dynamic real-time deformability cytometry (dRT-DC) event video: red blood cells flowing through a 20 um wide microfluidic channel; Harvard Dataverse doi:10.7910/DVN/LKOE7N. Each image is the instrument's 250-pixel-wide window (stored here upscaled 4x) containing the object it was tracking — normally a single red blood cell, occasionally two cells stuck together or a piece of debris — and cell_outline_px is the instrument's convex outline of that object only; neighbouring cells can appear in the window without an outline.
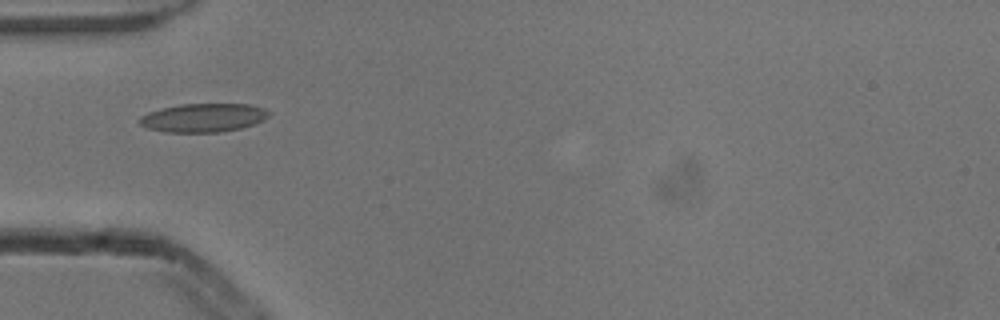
{"species": "common noctule bat (a hibernating species)", "species_latin": "Nyctalus noctula", "temperature_condition": "cold", "stored_images_in_passage": 5, "camera_frame_rate_fps": 3000, "um_per_image_px": 0.085, "animal": {"sex": "male", "body_mass_g": 13.3}, "frame": {"image": 1, "passage_image": 5, "time_ms": 1.333, "image_size_px": [1000, 320], "cell_outline_px": [[268, 116], [264, 120], [240, 128], [216, 132], [168, 132], [148, 128], [140, 124], [136, 120], [140, 116], [148, 112], [160, 108], [180, 104], [248, 104], [264, 108], [268, 112]], "centroid_in_image_um": [17.23, 10.0], "position_along_channel_um": 67.8, "area_um2": 21.44}}